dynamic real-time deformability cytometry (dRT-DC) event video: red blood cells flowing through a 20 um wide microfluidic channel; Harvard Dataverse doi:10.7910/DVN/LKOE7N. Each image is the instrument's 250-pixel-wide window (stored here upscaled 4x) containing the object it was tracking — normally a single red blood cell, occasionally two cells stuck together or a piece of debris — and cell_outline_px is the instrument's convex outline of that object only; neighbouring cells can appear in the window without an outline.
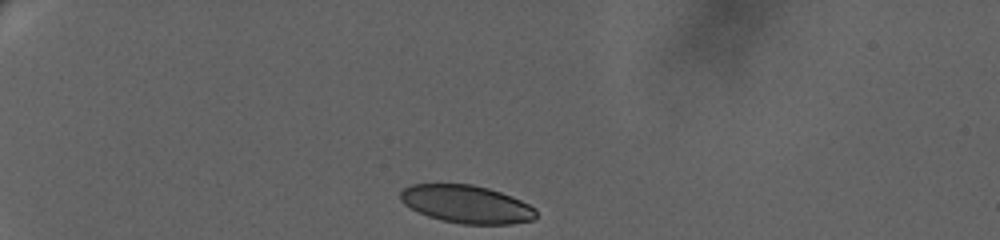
{"species": "human", "species_latin": "Homo sapiens", "temperature_condition": "warm", "stored_images_in_passage": 55, "camera_frame_rate_fps": 3000, "um_per_image_px": 0.085, "donor": {"sex": "female"}, "frame": {"image": 1, "passage_image": 1, "time_ms": 0.0, "image_size_px": [1000, 240], "cell_outline_px": [[536, 216], [532, 220], [512, 224], [460, 224], [440, 220], [428, 216], [404, 204], [400, 200], [400, 192], [404, 188], [412, 184], [472, 184], [488, 188], [512, 196], [536, 208]], "centroid_in_image_um": [39.66, 17.36], "position_along_channel_um": 45.3, "area_um2": 29.94}}
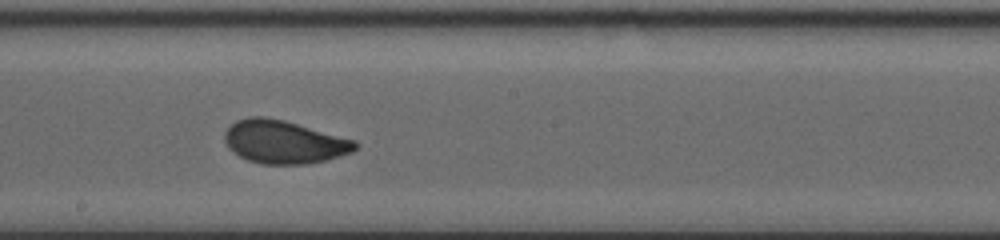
{"frame": {"image": 2, "passage_image": 28, "time_ms": 7.667, "image_size_px": [1000, 240], "cell_outline_px": [[360, 144], [352, 152], [328, 160], [308, 164], [260, 164], [248, 160], [232, 152], [228, 148], [224, 140], [224, 132], [236, 120], [248, 116], [264, 116], [284, 120], [356, 140]], "centroid_in_image_um": [24.14, 12.07], "position_along_channel_um": 224.1, "area_um2": 33.12}}
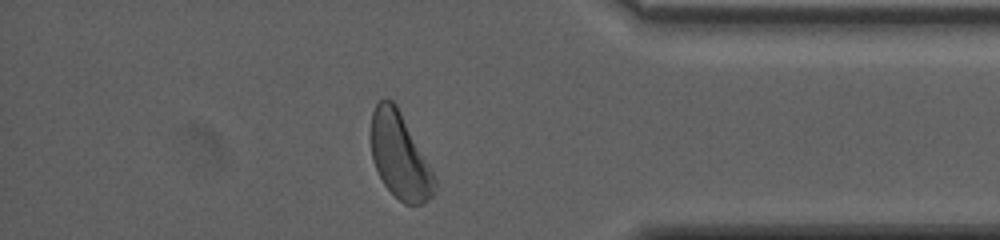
{"frame": {"image": 3, "passage_image": 49, "time_ms": 13.667, "image_size_px": [1000, 240], "cell_outline_px": [[436, 184], [432, 196], [424, 204], [404, 204], [384, 184], [372, 160], [372, 112], [376, 104], [380, 100], [392, 100], [396, 104], [432, 172], [436, 180]], "centroid_in_image_um": [33.97, 13.28], "position_along_channel_um": 401.2, "area_um2": 30.81}, "authors_computed_cell_mechanics": {"area_um2": 32.1368, "velocity_mm_per_s": 3.1763, "shape_relaxation_time_tau1_ms": 4.3784, "shape_relaxation_time_tau2_ms": null, "deformation_change_tau1": 0.1366, "deformation_change_tau2": null}}